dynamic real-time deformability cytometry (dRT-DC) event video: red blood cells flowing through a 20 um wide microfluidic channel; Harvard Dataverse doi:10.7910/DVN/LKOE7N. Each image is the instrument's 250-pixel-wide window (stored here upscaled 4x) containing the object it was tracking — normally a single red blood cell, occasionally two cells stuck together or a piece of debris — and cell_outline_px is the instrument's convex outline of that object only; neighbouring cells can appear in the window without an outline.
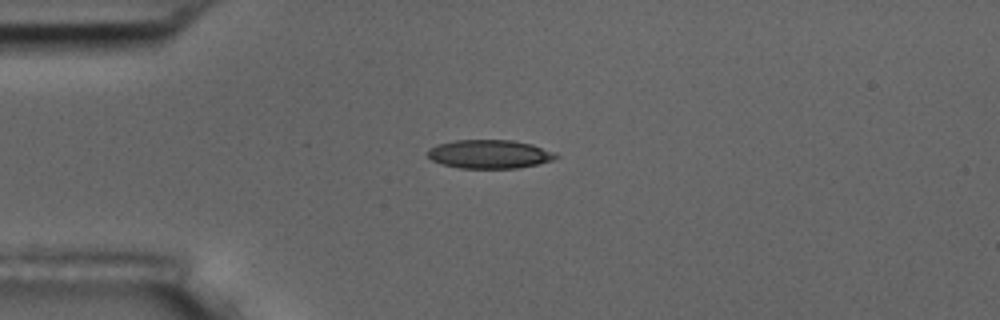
{"species": "common noctule bat (a hibernating species)", "species_latin": "Nyctalus noctula", "temperature_condition": "room temperature", "stored_images_in_passage": 12, "camera_frame_rate_fps": 3000, "um_per_image_px": 0.085, "animal": {"sex": "male", "body_mass_g": 17.5, "forearm_length_mm": 52.3}, "frame": {"image": 1, "passage_image": 12, "time_ms": 3.667, "image_size_px": [1000, 320], "cell_outline_px": [[560, 156], [552, 160], [536, 164], [516, 168], [460, 168], [444, 164], [432, 160], [428, 156], [428, 148], [436, 144], [456, 140], [512, 140], [532, 144], [556, 152]], "centroid_in_image_um": [41.62, 13.09], "position_along_channel_um": 43.4, "area_um2": 21.39}}